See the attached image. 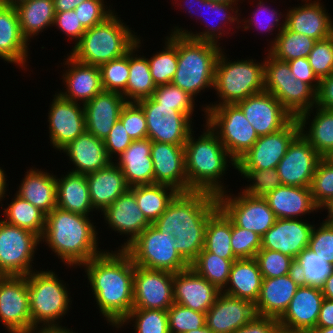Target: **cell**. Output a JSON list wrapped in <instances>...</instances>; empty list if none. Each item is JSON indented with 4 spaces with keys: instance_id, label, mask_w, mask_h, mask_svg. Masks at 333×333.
Returning a JSON list of instances; mask_svg holds the SVG:
<instances>
[{
    "instance_id": "cell-1",
    "label": "cell",
    "mask_w": 333,
    "mask_h": 333,
    "mask_svg": "<svg viewBox=\"0 0 333 333\" xmlns=\"http://www.w3.org/2000/svg\"><path fill=\"white\" fill-rule=\"evenodd\" d=\"M80 267L85 269L99 312L116 328L133 309L135 265L131 256L121 248L104 250Z\"/></svg>"
},
{
    "instance_id": "cell-2",
    "label": "cell",
    "mask_w": 333,
    "mask_h": 333,
    "mask_svg": "<svg viewBox=\"0 0 333 333\" xmlns=\"http://www.w3.org/2000/svg\"><path fill=\"white\" fill-rule=\"evenodd\" d=\"M218 207L216 195L203 191L179 192L152 225L173 235L177 251L190 265L204 248L207 221Z\"/></svg>"
},
{
    "instance_id": "cell-3",
    "label": "cell",
    "mask_w": 333,
    "mask_h": 333,
    "mask_svg": "<svg viewBox=\"0 0 333 333\" xmlns=\"http://www.w3.org/2000/svg\"><path fill=\"white\" fill-rule=\"evenodd\" d=\"M96 225L88 216L55 207L46 215L41 241H45L68 267L88 262L103 252L98 248Z\"/></svg>"
},
{
    "instance_id": "cell-4",
    "label": "cell",
    "mask_w": 333,
    "mask_h": 333,
    "mask_svg": "<svg viewBox=\"0 0 333 333\" xmlns=\"http://www.w3.org/2000/svg\"><path fill=\"white\" fill-rule=\"evenodd\" d=\"M204 127L206 131L198 139L192 131L184 145L188 192L203 191L218 196L227 191L220 181L229 167L227 163L230 161L236 169V160L208 125Z\"/></svg>"
},
{
    "instance_id": "cell-5",
    "label": "cell",
    "mask_w": 333,
    "mask_h": 333,
    "mask_svg": "<svg viewBox=\"0 0 333 333\" xmlns=\"http://www.w3.org/2000/svg\"><path fill=\"white\" fill-rule=\"evenodd\" d=\"M132 31L114 12L86 30L69 55L81 63L100 66L124 56L135 45L138 36Z\"/></svg>"
},
{
    "instance_id": "cell-6",
    "label": "cell",
    "mask_w": 333,
    "mask_h": 333,
    "mask_svg": "<svg viewBox=\"0 0 333 333\" xmlns=\"http://www.w3.org/2000/svg\"><path fill=\"white\" fill-rule=\"evenodd\" d=\"M220 43L197 41L178 35L177 70L171 84L197 97L205 88H213Z\"/></svg>"
},
{
    "instance_id": "cell-7",
    "label": "cell",
    "mask_w": 333,
    "mask_h": 333,
    "mask_svg": "<svg viewBox=\"0 0 333 333\" xmlns=\"http://www.w3.org/2000/svg\"><path fill=\"white\" fill-rule=\"evenodd\" d=\"M223 53L225 52L221 50L216 61L213 86L220 101L218 100V104L214 102L208 106L236 104L264 91V61L261 63L253 59L228 61L229 58Z\"/></svg>"
},
{
    "instance_id": "cell-8",
    "label": "cell",
    "mask_w": 333,
    "mask_h": 333,
    "mask_svg": "<svg viewBox=\"0 0 333 333\" xmlns=\"http://www.w3.org/2000/svg\"><path fill=\"white\" fill-rule=\"evenodd\" d=\"M35 271L27 275L32 329L38 325H60L59 320L67 314L72 302L66 283L52 270Z\"/></svg>"
},
{
    "instance_id": "cell-9",
    "label": "cell",
    "mask_w": 333,
    "mask_h": 333,
    "mask_svg": "<svg viewBox=\"0 0 333 333\" xmlns=\"http://www.w3.org/2000/svg\"><path fill=\"white\" fill-rule=\"evenodd\" d=\"M264 60V91L274 95L282 106L297 118L316 105V91L296 79L288 62L276 59L269 52Z\"/></svg>"
},
{
    "instance_id": "cell-10",
    "label": "cell",
    "mask_w": 333,
    "mask_h": 333,
    "mask_svg": "<svg viewBox=\"0 0 333 333\" xmlns=\"http://www.w3.org/2000/svg\"><path fill=\"white\" fill-rule=\"evenodd\" d=\"M134 265L147 269L177 273L190 267L177 251L172 234L160 232L152 224L145 228L126 248Z\"/></svg>"
},
{
    "instance_id": "cell-11",
    "label": "cell",
    "mask_w": 333,
    "mask_h": 333,
    "mask_svg": "<svg viewBox=\"0 0 333 333\" xmlns=\"http://www.w3.org/2000/svg\"><path fill=\"white\" fill-rule=\"evenodd\" d=\"M208 127L217 135L227 152L236 161L258 140L253 126L236 104L205 106Z\"/></svg>"
},
{
    "instance_id": "cell-12",
    "label": "cell",
    "mask_w": 333,
    "mask_h": 333,
    "mask_svg": "<svg viewBox=\"0 0 333 333\" xmlns=\"http://www.w3.org/2000/svg\"><path fill=\"white\" fill-rule=\"evenodd\" d=\"M41 242L35 233L0 219V276H27Z\"/></svg>"
},
{
    "instance_id": "cell-13",
    "label": "cell",
    "mask_w": 333,
    "mask_h": 333,
    "mask_svg": "<svg viewBox=\"0 0 333 333\" xmlns=\"http://www.w3.org/2000/svg\"><path fill=\"white\" fill-rule=\"evenodd\" d=\"M143 109L148 138L152 142L185 145L192 132V120L171 106L160 105L152 97L137 102Z\"/></svg>"
},
{
    "instance_id": "cell-14",
    "label": "cell",
    "mask_w": 333,
    "mask_h": 333,
    "mask_svg": "<svg viewBox=\"0 0 333 333\" xmlns=\"http://www.w3.org/2000/svg\"><path fill=\"white\" fill-rule=\"evenodd\" d=\"M227 193L217 196L218 204L236 226L262 237L275 224L277 218L263 197H252L243 192L234 197Z\"/></svg>"
},
{
    "instance_id": "cell-15",
    "label": "cell",
    "mask_w": 333,
    "mask_h": 333,
    "mask_svg": "<svg viewBox=\"0 0 333 333\" xmlns=\"http://www.w3.org/2000/svg\"><path fill=\"white\" fill-rule=\"evenodd\" d=\"M0 322L10 333L32 330L27 276H0Z\"/></svg>"
},
{
    "instance_id": "cell-16",
    "label": "cell",
    "mask_w": 333,
    "mask_h": 333,
    "mask_svg": "<svg viewBox=\"0 0 333 333\" xmlns=\"http://www.w3.org/2000/svg\"><path fill=\"white\" fill-rule=\"evenodd\" d=\"M300 133L297 118L278 132L260 136L254 145L236 161V170L277 168L292 140Z\"/></svg>"
},
{
    "instance_id": "cell-17",
    "label": "cell",
    "mask_w": 333,
    "mask_h": 333,
    "mask_svg": "<svg viewBox=\"0 0 333 333\" xmlns=\"http://www.w3.org/2000/svg\"><path fill=\"white\" fill-rule=\"evenodd\" d=\"M173 304V273L135 265L133 308L167 311Z\"/></svg>"
},
{
    "instance_id": "cell-18",
    "label": "cell",
    "mask_w": 333,
    "mask_h": 333,
    "mask_svg": "<svg viewBox=\"0 0 333 333\" xmlns=\"http://www.w3.org/2000/svg\"><path fill=\"white\" fill-rule=\"evenodd\" d=\"M322 158L299 133L289 144L285 156L277 165L281 184L310 187L317 165Z\"/></svg>"
},
{
    "instance_id": "cell-19",
    "label": "cell",
    "mask_w": 333,
    "mask_h": 333,
    "mask_svg": "<svg viewBox=\"0 0 333 333\" xmlns=\"http://www.w3.org/2000/svg\"><path fill=\"white\" fill-rule=\"evenodd\" d=\"M48 113L51 145L61 152L69 142L86 131L84 106L63 98L58 92L53 95Z\"/></svg>"
},
{
    "instance_id": "cell-20",
    "label": "cell",
    "mask_w": 333,
    "mask_h": 333,
    "mask_svg": "<svg viewBox=\"0 0 333 333\" xmlns=\"http://www.w3.org/2000/svg\"><path fill=\"white\" fill-rule=\"evenodd\" d=\"M236 105L258 137L280 131L294 118L274 95L266 91L249 96Z\"/></svg>"
},
{
    "instance_id": "cell-21",
    "label": "cell",
    "mask_w": 333,
    "mask_h": 333,
    "mask_svg": "<svg viewBox=\"0 0 333 333\" xmlns=\"http://www.w3.org/2000/svg\"><path fill=\"white\" fill-rule=\"evenodd\" d=\"M323 299L321 287L301 284L287 310L278 319L280 329L308 333L316 328Z\"/></svg>"
},
{
    "instance_id": "cell-22",
    "label": "cell",
    "mask_w": 333,
    "mask_h": 333,
    "mask_svg": "<svg viewBox=\"0 0 333 333\" xmlns=\"http://www.w3.org/2000/svg\"><path fill=\"white\" fill-rule=\"evenodd\" d=\"M255 304L228 294L219 293L206 312V326L212 333H235L256 316Z\"/></svg>"
},
{
    "instance_id": "cell-23",
    "label": "cell",
    "mask_w": 333,
    "mask_h": 333,
    "mask_svg": "<svg viewBox=\"0 0 333 333\" xmlns=\"http://www.w3.org/2000/svg\"><path fill=\"white\" fill-rule=\"evenodd\" d=\"M314 225L301 219H277L261 237V248L278 251L296 260L308 248Z\"/></svg>"
},
{
    "instance_id": "cell-24",
    "label": "cell",
    "mask_w": 333,
    "mask_h": 333,
    "mask_svg": "<svg viewBox=\"0 0 333 333\" xmlns=\"http://www.w3.org/2000/svg\"><path fill=\"white\" fill-rule=\"evenodd\" d=\"M221 291L191 267L173 273L174 303L206 313Z\"/></svg>"
},
{
    "instance_id": "cell-25",
    "label": "cell",
    "mask_w": 333,
    "mask_h": 333,
    "mask_svg": "<svg viewBox=\"0 0 333 333\" xmlns=\"http://www.w3.org/2000/svg\"><path fill=\"white\" fill-rule=\"evenodd\" d=\"M151 158L154 184L168 185L178 192H188L184 145L152 142Z\"/></svg>"
},
{
    "instance_id": "cell-26",
    "label": "cell",
    "mask_w": 333,
    "mask_h": 333,
    "mask_svg": "<svg viewBox=\"0 0 333 333\" xmlns=\"http://www.w3.org/2000/svg\"><path fill=\"white\" fill-rule=\"evenodd\" d=\"M101 213L105 222L109 224V228L120 235H128V240L121 244V249H125L145 228L151 225L138 207L135 195L130 189Z\"/></svg>"
},
{
    "instance_id": "cell-27",
    "label": "cell",
    "mask_w": 333,
    "mask_h": 333,
    "mask_svg": "<svg viewBox=\"0 0 333 333\" xmlns=\"http://www.w3.org/2000/svg\"><path fill=\"white\" fill-rule=\"evenodd\" d=\"M300 285L301 279L296 271L285 276L263 278L255 303L256 314L279 319L287 310Z\"/></svg>"
},
{
    "instance_id": "cell-28",
    "label": "cell",
    "mask_w": 333,
    "mask_h": 333,
    "mask_svg": "<svg viewBox=\"0 0 333 333\" xmlns=\"http://www.w3.org/2000/svg\"><path fill=\"white\" fill-rule=\"evenodd\" d=\"M65 60L68 69L62 79L66 90L58 92L63 98L85 104L103 91L99 66L81 63L68 54Z\"/></svg>"
},
{
    "instance_id": "cell-29",
    "label": "cell",
    "mask_w": 333,
    "mask_h": 333,
    "mask_svg": "<svg viewBox=\"0 0 333 333\" xmlns=\"http://www.w3.org/2000/svg\"><path fill=\"white\" fill-rule=\"evenodd\" d=\"M122 94L102 91L83 104L86 131L105 140L114 124L119 120L120 112L126 104Z\"/></svg>"
},
{
    "instance_id": "cell-30",
    "label": "cell",
    "mask_w": 333,
    "mask_h": 333,
    "mask_svg": "<svg viewBox=\"0 0 333 333\" xmlns=\"http://www.w3.org/2000/svg\"><path fill=\"white\" fill-rule=\"evenodd\" d=\"M304 2V5L292 7L286 12L285 27L316 41L331 36L333 34V20L323 5L319 0H304Z\"/></svg>"
},
{
    "instance_id": "cell-31",
    "label": "cell",
    "mask_w": 333,
    "mask_h": 333,
    "mask_svg": "<svg viewBox=\"0 0 333 333\" xmlns=\"http://www.w3.org/2000/svg\"><path fill=\"white\" fill-rule=\"evenodd\" d=\"M61 151L66 153L74 168L76 167L70 172L78 174L86 175L95 172L113 162L107 155L104 140L95 137L88 131L69 142Z\"/></svg>"
},
{
    "instance_id": "cell-32",
    "label": "cell",
    "mask_w": 333,
    "mask_h": 333,
    "mask_svg": "<svg viewBox=\"0 0 333 333\" xmlns=\"http://www.w3.org/2000/svg\"><path fill=\"white\" fill-rule=\"evenodd\" d=\"M151 147L152 141L149 138L133 140L118 160H113L122 170L129 187L154 184Z\"/></svg>"
},
{
    "instance_id": "cell-33",
    "label": "cell",
    "mask_w": 333,
    "mask_h": 333,
    "mask_svg": "<svg viewBox=\"0 0 333 333\" xmlns=\"http://www.w3.org/2000/svg\"><path fill=\"white\" fill-rule=\"evenodd\" d=\"M14 6L0 4V59L25 69L29 46Z\"/></svg>"
},
{
    "instance_id": "cell-34",
    "label": "cell",
    "mask_w": 333,
    "mask_h": 333,
    "mask_svg": "<svg viewBox=\"0 0 333 333\" xmlns=\"http://www.w3.org/2000/svg\"><path fill=\"white\" fill-rule=\"evenodd\" d=\"M263 198L277 219H301L302 215L320 210L314 203L310 187L281 185Z\"/></svg>"
},
{
    "instance_id": "cell-35",
    "label": "cell",
    "mask_w": 333,
    "mask_h": 333,
    "mask_svg": "<svg viewBox=\"0 0 333 333\" xmlns=\"http://www.w3.org/2000/svg\"><path fill=\"white\" fill-rule=\"evenodd\" d=\"M86 180L92 206L101 212L130 188L122 170L114 162L103 169L86 174Z\"/></svg>"
},
{
    "instance_id": "cell-36",
    "label": "cell",
    "mask_w": 333,
    "mask_h": 333,
    "mask_svg": "<svg viewBox=\"0 0 333 333\" xmlns=\"http://www.w3.org/2000/svg\"><path fill=\"white\" fill-rule=\"evenodd\" d=\"M30 168L16 194L48 215L57 207L56 175Z\"/></svg>"
},
{
    "instance_id": "cell-37",
    "label": "cell",
    "mask_w": 333,
    "mask_h": 333,
    "mask_svg": "<svg viewBox=\"0 0 333 333\" xmlns=\"http://www.w3.org/2000/svg\"><path fill=\"white\" fill-rule=\"evenodd\" d=\"M315 108L312 122H308L310 114ZM297 117L300 126V134L323 157H333V110L314 106ZM309 123V129L307 124ZM306 129V130H305ZM308 129V130H307Z\"/></svg>"
},
{
    "instance_id": "cell-38",
    "label": "cell",
    "mask_w": 333,
    "mask_h": 333,
    "mask_svg": "<svg viewBox=\"0 0 333 333\" xmlns=\"http://www.w3.org/2000/svg\"><path fill=\"white\" fill-rule=\"evenodd\" d=\"M262 280L255 258L237 259L232 264L228 283L222 292L255 304L260 294Z\"/></svg>"
},
{
    "instance_id": "cell-39",
    "label": "cell",
    "mask_w": 333,
    "mask_h": 333,
    "mask_svg": "<svg viewBox=\"0 0 333 333\" xmlns=\"http://www.w3.org/2000/svg\"><path fill=\"white\" fill-rule=\"evenodd\" d=\"M57 180V207L73 213L89 216L92 206L86 175L67 172Z\"/></svg>"
},
{
    "instance_id": "cell-40",
    "label": "cell",
    "mask_w": 333,
    "mask_h": 333,
    "mask_svg": "<svg viewBox=\"0 0 333 333\" xmlns=\"http://www.w3.org/2000/svg\"><path fill=\"white\" fill-rule=\"evenodd\" d=\"M23 36L30 42L40 32L54 25L53 0H25L14 6Z\"/></svg>"
},
{
    "instance_id": "cell-41",
    "label": "cell",
    "mask_w": 333,
    "mask_h": 333,
    "mask_svg": "<svg viewBox=\"0 0 333 333\" xmlns=\"http://www.w3.org/2000/svg\"><path fill=\"white\" fill-rule=\"evenodd\" d=\"M235 5L237 6V4L212 2L211 0H204L203 2H201V6L204 9H208L210 12H212V14L215 15L213 17H216L217 20H219V22L221 24L223 21L225 24L235 23L237 21V23H238L237 28L239 29L241 27V26H239V23H241L239 20L240 18H238V16L240 17V13H238L239 9ZM200 18H203L202 21L207 22L206 18H204L203 15ZM210 23H209V25H208V23L206 25L208 27L207 30L205 29L203 32L199 31L198 33L196 31V34H195V32L188 31V29L185 30V29L179 28V26H175L174 29H172L170 33L175 34V35L186 36L188 38H191V39H194L197 41H204V42L218 44L219 38L224 36L223 34H224L225 30L222 29V26L218 22H217V25L211 24V26H210ZM209 27H210V29H209Z\"/></svg>"
},
{
    "instance_id": "cell-42",
    "label": "cell",
    "mask_w": 333,
    "mask_h": 333,
    "mask_svg": "<svg viewBox=\"0 0 333 333\" xmlns=\"http://www.w3.org/2000/svg\"><path fill=\"white\" fill-rule=\"evenodd\" d=\"M139 36L129 50V78L126 85V102H138L150 98L156 89L153 82L148 58L136 54L142 45ZM139 55V56H138ZM135 56V57H134Z\"/></svg>"
},
{
    "instance_id": "cell-43",
    "label": "cell",
    "mask_w": 333,
    "mask_h": 333,
    "mask_svg": "<svg viewBox=\"0 0 333 333\" xmlns=\"http://www.w3.org/2000/svg\"><path fill=\"white\" fill-rule=\"evenodd\" d=\"M204 249L223 259H238L231 246V219L220 207L209 216L207 221Z\"/></svg>"
},
{
    "instance_id": "cell-44",
    "label": "cell",
    "mask_w": 333,
    "mask_h": 333,
    "mask_svg": "<svg viewBox=\"0 0 333 333\" xmlns=\"http://www.w3.org/2000/svg\"><path fill=\"white\" fill-rule=\"evenodd\" d=\"M129 189L134 193L138 207L151 224L163 214L179 193L175 188L163 184L137 185Z\"/></svg>"
},
{
    "instance_id": "cell-45",
    "label": "cell",
    "mask_w": 333,
    "mask_h": 333,
    "mask_svg": "<svg viewBox=\"0 0 333 333\" xmlns=\"http://www.w3.org/2000/svg\"><path fill=\"white\" fill-rule=\"evenodd\" d=\"M270 42L268 52L276 59L290 61L297 58H307L312 51L315 39L296 33L284 27Z\"/></svg>"
},
{
    "instance_id": "cell-46",
    "label": "cell",
    "mask_w": 333,
    "mask_h": 333,
    "mask_svg": "<svg viewBox=\"0 0 333 333\" xmlns=\"http://www.w3.org/2000/svg\"><path fill=\"white\" fill-rule=\"evenodd\" d=\"M14 195L12 202L4 209L6 218L3 220L8 224L27 229L41 238L45 229L46 215L27 200L17 194Z\"/></svg>"
},
{
    "instance_id": "cell-47",
    "label": "cell",
    "mask_w": 333,
    "mask_h": 333,
    "mask_svg": "<svg viewBox=\"0 0 333 333\" xmlns=\"http://www.w3.org/2000/svg\"><path fill=\"white\" fill-rule=\"evenodd\" d=\"M169 35L165 37L164 49L148 59L150 73L156 87L170 84L177 70L178 35Z\"/></svg>"
},
{
    "instance_id": "cell-48",
    "label": "cell",
    "mask_w": 333,
    "mask_h": 333,
    "mask_svg": "<svg viewBox=\"0 0 333 333\" xmlns=\"http://www.w3.org/2000/svg\"><path fill=\"white\" fill-rule=\"evenodd\" d=\"M235 260L223 259L204 248L199 252L190 267L220 291L224 290L229 280L232 264Z\"/></svg>"
},
{
    "instance_id": "cell-49",
    "label": "cell",
    "mask_w": 333,
    "mask_h": 333,
    "mask_svg": "<svg viewBox=\"0 0 333 333\" xmlns=\"http://www.w3.org/2000/svg\"><path fill=\"white\" fill-rule=\"evenodd\" d=\"M295 261L301 284L321 287L333 270V266L325 258L308 248L301 251Z\"/></svg>"
},
{
    "instance_id": "cell-50",
    "label": "cell",
    "mask_w": 333,
    "mask_h": 333,
    "mask_svg": "<svg viewBox=\"0 0 333 333\" xmlns=\"http://www.w3.org/2000/svg\"><path fill=\"white\" fill-rule=\"evenodd\" d=\"M131 321L136 333H170L166 310L133 308L116 328Z\"/></svg>"
},
{
    "instance_id": "cell-51",
    "label": "cell",
    "mask_w": 333,
    "mask_h": 333,
    "mask_svg": "<svg viewBox=\"0 0 333 333\" xmlns=\"http://www.w3.org/2000/svg\"><path fill=\"white\" fill-rule=\"evenodd\" d=\"M104 91L117 92L126 100V85L129 78V51L122 57L99 66Z\"/></svg>"
},
{
    "instance_id": "cell-52",
    "label": "cell",
    "mask_w": 333,
    "mask_h": 333,
    "mask_svg": "<svg viewBox=\"0 0 333 333\" xmlns=\"http://www.w3.org/2000/svg\"><path fill=\"white\" fill-rule=\"evenodd\" d=\"M255 259L263 278L285 276L296 271L295 259L278 251L261 248Z\"/></svg>"
},
{
    "instance_id": "cell-53",
    "label": "cell",
    "mask_w": 333,
    "mask_h": 333,
    "mask_svg": "<svg viewBox=\"0 0 333 333\" xmlns=\"http://www.w3.org/2000/svg\"><path fill=\"white\" fill-rule=\"evenodd\" d=\"M314 203L321 208L333 198V157L322 158L310 185Z\"/></svg>"
},
{
    "instance_id": "cell-54",
    "label": "cell",
    "mask_w": 333,
    "mask_h": 333,
    "mask_svg": "<svg viewBox=\"0 0 333 333\" xmlns=\"http://www.w3.org/2000/svg\"><path fill=\"white\" fill-rule=\"evenodd\" d=\"M243 178L252 181L245 189H241L244 194L252 197H265L277 187H280L281 180L276 168L264 170H238Z\"/></svg>"
},
{
    "instance_id": "cell-55",
    "label": "cell",
    "mask_w": 333,
    "mask_h": 333,
    "mask_svg": "<svg viewBox=\"0 0 333 333\" xmlns=\"http://www.w3.org/2000/svg\"><path fill=\"white\" fill-rule=\"evenodd\" d=\"M167 315L170 333H186L206 325V313L194 311L177 303L167 310Z\"/></svg>"
},
{
    "instance_id": "cell-56",
    "label": "cell",
    "mask_w": 333,
    "mask_h": 333,
    "mask_svg": "<svg viewBox=\"0 0 333 333\" xmlns=\"http://www.w3.org/2000/svg\"><path fill=\"white\" fill-rule=\"evenodd\" d=\"M151 97L160 105L171 106L172 109L183 112L192 119L195 99L181 88L171 83L160 85L156 87Z\"/></svg>"
},
{
    "instance_id": "cell-57",
    "label": "cell",
    "mask_w": 333,
    "mask_h": 333,
    "mask_svg": "<svg viewBox=\"0 0 333 333\" xmlns=\"http://www.w3.org/2000/svg\"><path fill=\"white\" fill-rule=\"evenodd\" d=\"M307 59L319 80L328 77L333 72V34L317 40Z\"/></svg>"
},
{
    "instance_id": "cell-58",
    "label": "cell",
    "mask_w": 333,
    "mask_h": 333,
    "mask_svg": "<svg viewBox=\"0 0 333 333\" xmlns=\"http://www.w3.org/2000/svg\"><path fill=\"white\" fill-rule=\"evenodd\" d=\"M231 246L238 259L255 258L256 253L261 249V236L236 226L231 220Z\"/></svg>"
},
{
    "instance_id": "cell-59",
    "label": "cell",
    "mask_w": 333,
    "mask_h": 333,
    "mask_svg": "<svg viewBox=\"0 0 333 333\" xmlns=\"http://www.w3.org/2000/svg\"><path fill=\"white\" fill-rule=\"evenodd\" d=\"M119 120L132 140L148 138L146 118L137 102H127L120 112Z\"/></svg>"
},
{
    "instance_id": "cell-60",
    "label": "cell",
    "mask_w": 333,
    "mask_h": 333,
    "mask_svg": "<svg viewBox=\"0 0 333 333\" xmlns=\"http://www.w3.org/2000/svg\"><path fill=\"white\" fill-rule=\"evenodd\" d=\"M104 3V0H85L74 9L85 30L100 24L114 13Z\"/></svg>"
},
{
    "instance_id": "cell-61",
    "label": "cell",
    "mask_w": 333,
    "mask_h": 333,
    "mask_svg": "<svg viewBox=\"0 0 333 333\" xmlns=\"http://www.w3.org/2000/svg\"><path fill=\"white\" fill-rule=\"evenodd\" d=\"M308 249L318 253L333 266V225L325 221L319 227H313Z\"/></svg>"
},
{
    "instance_id": "cell-62",
    "label": "cell",
    "mask_w": 333,
    "mask_h": 333,
    "mask_svg": "<svg viewBox=\"0 0 333 333\" xmlns=\"http://www.w3.org/2000/svg\"><path fill=\"white\" fill-rule=\"evenodd\" d=\"M264 1L263 0H259L257 7L256 8L257 10L256 11H253L252 13V17L248 20L245 19L244 23L245 24H242L244 27V30L246 29H249L251 28L252 25H254L255 28H260L259 30L260 31H264V32H267V31H270L272 32L275 28H279L277 29L278 30V33L285 27V21L283 20L281 23L279 19H281V17H284V15H282L280 13H278V11L274 10V9H270L268 6H264L266 5L265 3H263ZM266 13V14H264ZM259 14H261L262 16L263 15H266L265 17L267 18V15H269V17L266 19H259ZM249 23V24H248ZM281 23V24H280ZM281 25V26H280ZM279 26V27H277ZM275 27V28H274Z\"/></svg>"
},
{
    "instance_id": "cell-63",
    "label": "cell",
    "mask_w": 333,
    "mask_h": 333,
    "mask_svg": "<svg viewBox=\"0 0 333 333\" xmlns=\"http://www.w3.org/2000/svg\"><path fill=\"white\" fill-rule=\"evenodd\" d=\"M133 142L130 136L127 134L120 120H118L110 133L104 140V145L108 157L112 160L116 156H120ZM118 154V155H117ZM114 157H113V156Z\"/></svg>"
},
{
    "instance_id": "cell-64",
    "label": "cell",
    "mask_w": 333,
    "mask_h": 333,
    "mask_svg": "<svg viewBox=\"0 0 333 333\" xmlns=\"http://www.w3.org/2000/svg\"><path fill=\"white\" fill-rule=\"evenodd\" d=\"M57 26L58 30L61 29L63 34L75 40V44L82 38L86 30L83 28L82 24L79 21L77 13L75 10H69L64 12L55 13L54 25Z\"/></svg>"
},
{
    "instance_id": "cell-65",
    "label": "cell",
    "mask_w": 333,
    "mask_h": 333,
    "mask_svg": "<svg viewBox=\"0 0 333 333\" xmlns=\"http://www.w3.org/2000/svg\"><path fill=\"white\" fill-rule=\"evenodd\" d=\"M288 65L291 70V74L309 84L315 91L318 90L320 80L313 72L307 58H297L288 61Z\"/></svg>"
},
{
    "instance_id": "cell-66",
    "label": "cell",
    "mask_w": 333,
    "mask_h": 333,
    "mask_svg": "<svg viewBox=\"0 0 333 333\" xmlns=\"http://www.w3.org/2000/svg\"><path fill=\"white\" fill-rule=\"evenodd\" d=\"M279 331L280 325L278 319L256 315L235 333H278Z\"/></svg>"
},
{
    "instance_id": "cell-67",
    "label": "cell",
    "mask_w": 333,
    "mask_h": 333,
    "mask_svg": "<svg viewBox=\"0 0 333 333\" xmlns=\"http://www.w3.org/2000/svg\"><path fill=\"white\" fill-rule=\"evenodd\" d=\"M318 107L333 110V72L320 80L316 91V105Z\"/></svg>"
},
{
    "instance_id": "cell-68",
    "label": "cell",
    "mask_w": 333,
    "mask_h": 333,
    "mask_svg": "<svg viewBox=\"0 0 333 333\" xmlns=\"http://www.w3.org/2000/svg\"><path fill=\"white\" fill-rule=\"evenodd\" d=\"M333 326V300L323 299L316 327Z\"/></svg>"
},
{
    "instance_id": "cell-69",
    "label": "cell",
    "mask_w": 333,
    "mask_h": 333,
    "mask_svg": "<svg viewBox=\"0 0 333 333\" xmlns=\"http://www.w3.org/2000/svg\"><path fill=\"white\" fill-rule=\"evenodd\" d=\"M85 0H53L54 11L64 12L69 10H74L79 4Z\"/></svg>"
},
{
    "instance_id": "cell-70",
    "label": "cell",
    "mask_w": 333,
    "mask_h": 333,
    "mask_svg": "<svg viewBox=\"0 0 333 333\" xmlns=\"http://www.w3.org/2000/svg\"><path fill=\"white\" fill-rule=\"evenodd\" d=\"M29 333H76L61 325L34 327Z\"/></svg>"
},
{
    "instance_id": "cell-71",
    "label": "cell",
    "mask_w": 333,
    "mask_h": 333,
    "mask_svg": "<svg viewBox=\"0 0 333 333\" xmlns=\"http://www.w3.org/2000/svg\"><path fill=\"white\" fill-rule=\"evenodd\" d=\"M322 294L324 298L328 300H333V270L330 275L325 279L321 286Z\"/></svg>"
},
{
    "instance_id": "cell-72",
    "label": "cell",
    "mask_w": 333,
    "mask_h": 333,
    "mask_svg": "<svg viewBox=\"0 0 333 333\" xmlns=\"http://www.w3.org/2000/svg\"><path fill=\"white\" fill-rule=\"evenodd\" d=\"M2 167H0V202L3 201L4 197L6 196V191H7V178H6V174L4 172L3 169H1Z\"/></svg>"
},
{
    "instance_id": "cell-73",
    "label": "cell",
    "mask_w": 333,
    "mask_h": 333,
    "mask_svg": "<svg viewBox=\"0 0 333 333\" xmlns=\"http://www.w3.org/2000/svg\"><path fill=\"white\" fill-rule=\"evenodd\" d=\"M323 210V209H326L328 210V216L327 218L325 219V222L330 224V225H333V198H331L327 203H325L321 208L320 210Z\"/></svg>"
},
{
    "instance_id": "cell-74",
    "label": "cell",
    "mask_w": 333,
    "mask_h": 333,
    "mask_svg": "<svg viewBox=\"0 0 333 333\" xmlns=\"http://www.w3.org/2000/svg\"><path fill=\"white\" fill-rule=\"evenodd\" d=\"M308 333H333V326L332 327H316L310 330Z\"/></svg>"
},
{
    "instance_id": "cell-75",
    "label": "cell",
    "mask_w": 333,
    "mask_h": 333,
    "mask_svg": "<svg viewBox=\"0 0 333 333\" xmlns=\"http://www.w3.org/2000/svg\"><path fill=\"white\" fill-rule=\"evenodd\" d=\"M204 0H187L186 2H183V3H185V4H187L188 3V13H191V8H193L194 7V4L196 3H199V4H197V5H201V2H203ZM184 4V5H185ZM193 5V7H191ZM191 7V8H190ZM201 7V6H200ZM183 8H185V7H183ZM196 9V8H195ZM192 12H193V10H192ZM195 13V12H194ZM191 15H193L192 13H191Z\"/></svg>"
},
{
    "instance_id": "cell-76",
    "label": "cell",
    "mask_w": 333,
    "mask_h": 333,
    "mask_svg": "<svg viewBox=\"0 0 333 333\" xmlns=\"http://www.w3.org/2000/svg\"><path fill=\"white\" fill-rule=\"evenodd\" d=\"M25 0H0V4L2 5H9V6H15L18 3H21Z\"/></svg>"
},
{
    "instance_id": "cell-77",
    "label": "cell",
    "mask_w": 333,
    "mask_h": 333,
    "mask_svg": "<svg viewBox=\"0 0 333 333\" xmlns=\"http://www.w3.org/2000/svg\"><path fill=\"white\" fill-rule=\"evenodd\" d=\"M186 333H212V331L205 325L199 329H194L192 331L186 332Z\"/></svg>"
},
{
    "instance_id": "cell-78",
    "label": "cell",
    "mask_w": 333,
    "mask_h": 333,
    "mask_svg": "<svg viewBox=\"0 0 333 333\" xmlns=\"http://www.w3.org/2000/svg\"><path fill=\"white\" fill-rule=\"evenodd\" d=\"M212 2H221V3H230V4H238L239 0H211Z\"/></svg>"
},
{
    "instance_id": "cell-79",
    "label": "cell",
    "mask_w": 333,
    "mask_h": 333,
    "mask_svg": "<svg viewBox=\"0 0 333 333\" xmlns=\"http://www.w3.org/2000/svg\"><path fill=\"white\" fill-rule=\"evenodd\" d=\"M278 333H297V332H287V331H284V330L280 329V331Z\"/></svg>"
}]
</instances>
